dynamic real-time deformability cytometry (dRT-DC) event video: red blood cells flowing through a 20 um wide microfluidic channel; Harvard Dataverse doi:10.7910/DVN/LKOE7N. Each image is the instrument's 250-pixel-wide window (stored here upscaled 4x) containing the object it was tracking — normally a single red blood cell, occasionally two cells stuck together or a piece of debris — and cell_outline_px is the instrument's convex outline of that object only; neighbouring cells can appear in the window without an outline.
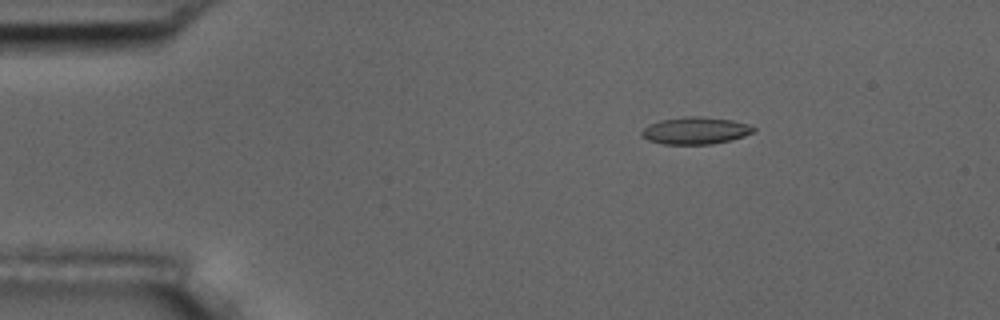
{"species": "common noctule bat (a hibernating species)", "species_latin": "Nyctalus noctula", "temperature_condition": "room temperature", "stored_images_in_passage": 3, "camera_frame_rate_fps": 3000, "um_per_image_px": 0.085, "animal": {"sex": "male", "body_mass_g": 17.5, "forearm_length_mm": 52.3}, "frame": {"image": 1, "passage_image": 1, "time_ms": 0.0, "image_size_px": [1000, 320], "cell_outline_px": [[756, 132], [732, 140], [712, 144], [664, 144], [648, 140], [640, 136], [640, 132], [648, 124], [660, 120], [684, 116], [700, 116], [732, 120], [748, 124], [756, 128]], "centroid_in_image_um": [59.11, 11.1], "position_along_channel_um": 25.9, "area_um2": 17.92}}